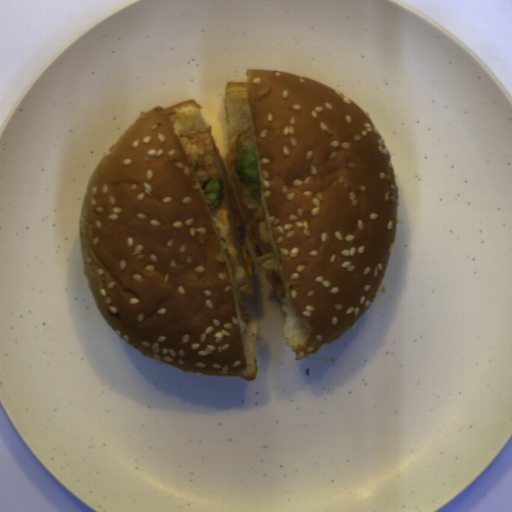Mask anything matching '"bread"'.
Wrapping results in <instances>:
<instances>
[{"label":"bread","mask_w":512,"mask_h":512,"mask_svg":"<svg viewBox=\"0 0 512 512\" xmlns=\"http://www.w3.org/2000/svg\"><path fill=\"white\" fill-rule=\"evenodd\" d=\"M199 104L155 107L101 158L85 191L82 265L98 311L134 349L174 368L255 381L258 328L183 144Z\"/></svg>","instance_id":"bread-1"},{"label":"bread","mask_w":512,"mask_h":512,"mask_svg":"<svg viewBox=\"0 0 512 512\" xmlns=\"http://www.w3.org/2000/svg\"><path fill=\"white\" fill-rule=\"evenodd\" d=\"M227 81L230 142L248 125L286 312L300 360L349 331L377 296L397 232L389 151L344 93L293 73Z\"/></svg>","instance_id":"bread-2"}]
</instances>
